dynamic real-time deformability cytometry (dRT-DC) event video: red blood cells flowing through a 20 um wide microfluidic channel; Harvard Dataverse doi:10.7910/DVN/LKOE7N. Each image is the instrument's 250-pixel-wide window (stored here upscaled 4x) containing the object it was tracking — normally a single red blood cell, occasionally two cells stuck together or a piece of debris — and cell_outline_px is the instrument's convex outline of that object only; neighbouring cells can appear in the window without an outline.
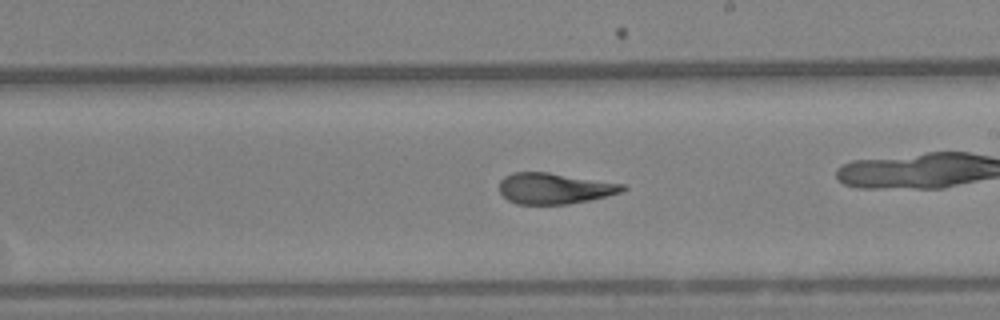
{"species": "Egyptian fruit bat (a non-hibernating species)", "species_latin": "Rousettus aegyptiacus", "temperature_condition": "warm", "stored_images_in_passage": 50, "camera_frame_rate_fps": 3000, "um_per_image_px": 0.085, "animal": {"sex": "female"}, "frame": {"image": 1, "passage_image": 22, "time_ms": 7.0, "image_size_px": [1000, 320], "cell_outline_px": [[628, 188], [620, 192], [588, 200], [568, 204], [516, 204], [508, 200], [500, 192], [500, 180], [504, 176], [516, 172], [548, 172], [624, 184]], "centroid_in_image_um": [47.1, 16.01], "position_along_channel_um": 241.9, "area_um2": 22.02}}
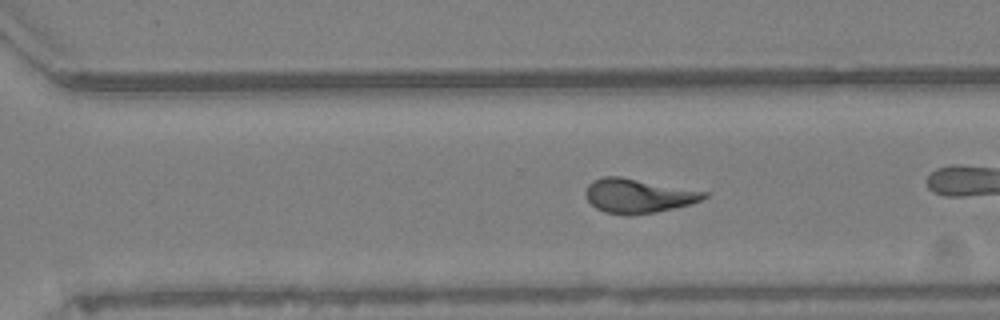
{"frame": {"image": 2, "passage_image": 29, "time_ms": 9.333, "image_size_px": [1000, 320], "cell_outline_px": [[708, 196], [700, 200], [688, 204], [656, 212], [628, 216], [604, 212], [596, 208], [588, 200], [584, 192], [588, 184], [592, 180], [604, 176], [620, 176], [708, 192]], "centroid_in_image_um": [54.19, 16.64], "position_along_channel_um": 316.4, "area_um2": 23.58}, "authors_computed_cell_mechanics": {"area_um2": 22.5709, "velocity_mm_per_s": 3.1833, "shape_relaxation_time_tau1_ms": 8.7466, "shape_relaxation_time_tau2_ms": 2.2781, "deformation_change_tau1": 0.2409, "deformation_change_tau2": 0.0853}}